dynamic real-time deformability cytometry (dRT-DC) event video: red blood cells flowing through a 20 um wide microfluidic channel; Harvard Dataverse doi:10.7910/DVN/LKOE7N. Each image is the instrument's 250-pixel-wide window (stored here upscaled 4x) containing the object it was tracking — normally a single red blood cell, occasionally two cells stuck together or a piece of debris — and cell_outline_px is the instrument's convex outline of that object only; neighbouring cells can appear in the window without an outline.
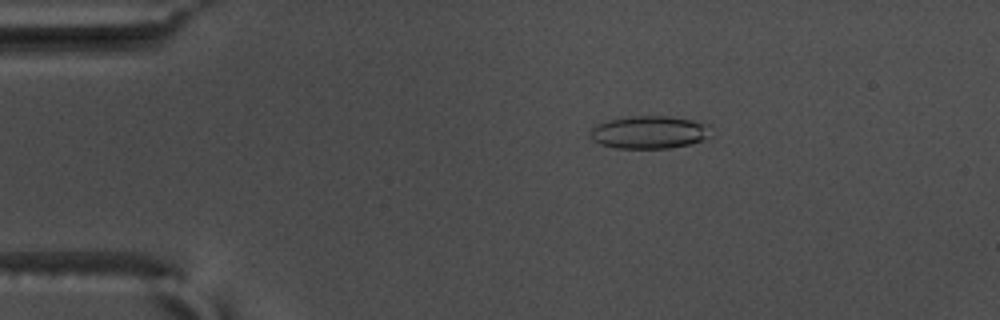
{"species": "common noctule bat (a hibernating species)", "species_latin": "Nyctalus noctula", "temperature_condition": "warm", "stored_images_in_passage": 53, "camera_frame_rate_fps": 3000, "um_per_image_px": 0.085, "animal": {"sex": "male", "body_mass_g": 17.5, "forearm_length_mm": 52.3}, "frame": {"image": 1, "passage_image": 8, "time_ms": 2.333, "image_size_px": [1000, 320], "cell_outline_px": [[712, 136], [688, 144], [668, 148], [616, 148], [600, 144], [592, 140], [588, 136], [592, 128], [596, 124], [608, 120], [632, 116], [668, 116], [692, 120], [712, 124]], "centroid_in_image_um": [55.21, 11.23], "position_along_channel_um": 29.8, "area_um2": 23.29}}
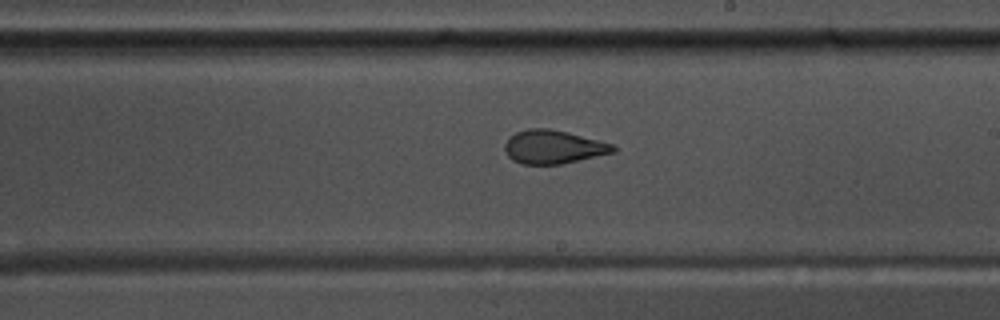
{"frame": {"image": 2, "passage_image": 30, "time_ms": 9.667, "image_size_px": [1000, 320], "cell_outline_px": [[616, 152], [560, 164], [520, 164], [512, 160], [508, 156], [504, 148], [504, 144], [508, 136], [516, 132], [528, 128], [548, 128], [568, 132], [612, 144], [616, 148]], "centroid_in_image_um": [46.99, 12.48], "position_along_channel_um": 242.0, "area_um2": 21.21}}
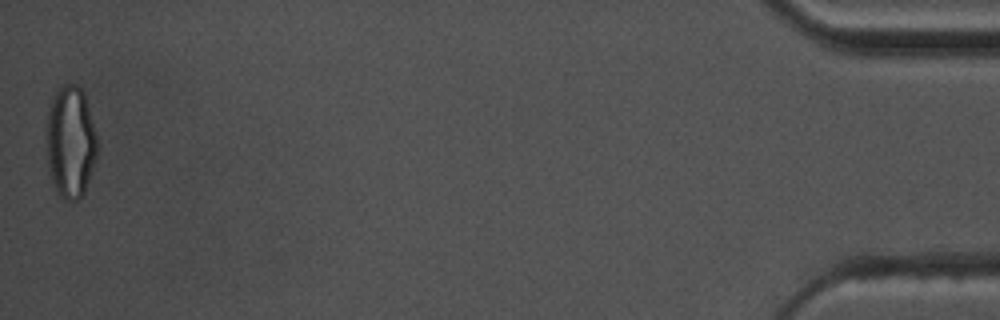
{"frame": {"image": 3, "passage_image": 53, "time_ms": 17.333, "image_size_px": [1000, 320], "cell_outline_px": [[96, 156], [84, 192], [76, 200], [64, 200], [60, 196], [56, 188], [48, 164], [44, 132], [48, 112], [52, 96], [64, 84], [80, 84], [84, 92], [96, 132]], "centroid_in_image_um": [5.97, 12.0], "position_along_channel_um": 429.2, "area_um2": 33.18}, "authors_computed_cell_mechanics": {"area_um2": 22.1374, "velocity_mm_per_s": 3.67, "shape_relaxation_time_tau1_ms": 6.5948, "shape_relaxation_time_tau2_ms": 1.3766, "deformation_change_tau1": 0.185, "deformation_change_tau2": 0.0787}}